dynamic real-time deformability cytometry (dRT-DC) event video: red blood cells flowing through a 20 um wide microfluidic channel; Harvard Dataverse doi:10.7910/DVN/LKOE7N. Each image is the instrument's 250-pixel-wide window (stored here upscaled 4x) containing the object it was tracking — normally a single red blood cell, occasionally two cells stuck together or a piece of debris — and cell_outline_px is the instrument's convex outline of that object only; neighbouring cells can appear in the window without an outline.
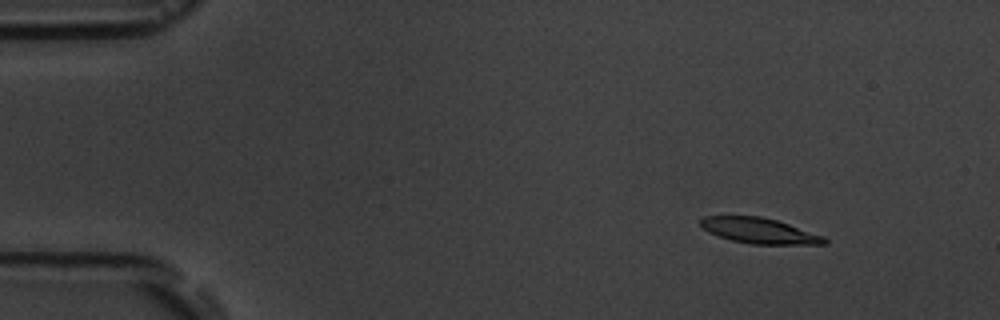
{"species": "common noctule bat (a hibernating species)", "species_latin": "Nyctalus noctula", "temperature_condition": "room temperature", "stored_images_in_passage": 5, "camera_frame_rate_fps": 3000, "um_per_image_px": 0.085, "animal": {"sex": "male", "body_mass_g": 19.5, "forearm_length_mm": 54.6}, "frame": {"image": 1, "passage_image": 2, "time_ms": 1.333, "image_size_px": [1000, 320], "cell_outline_px": [[828, 244], [752, 244], [732, 240], [708, 232], [700, 224], [700, 220], [704, 216], [760, 216], [776, 220], [824, 236], [828, 240]], "centroid_in_image_um": [64.56, 19.61], "position_along_channel_um": 20.4, "area_um2": 18.21}}
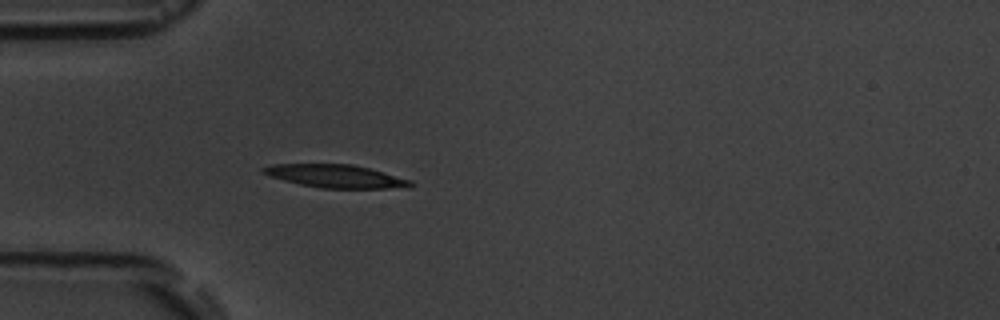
{"frame": {"image": 2, "passage_image": 5, "time_ms": 4.667, "image_size_px": [1000, 320], "cell_outline_px": [[412, 184], [408, 188], [320, 188], [300, 184], [284, 180], [272, 176], [264, 172], [260, 168], [272, 164], [352, 164], [368, 168], [412, 180]], "centroid_in_image_um": [28.56, 14.97], "position_along_channel_um": 56.4, "area_um2": 19.54}}